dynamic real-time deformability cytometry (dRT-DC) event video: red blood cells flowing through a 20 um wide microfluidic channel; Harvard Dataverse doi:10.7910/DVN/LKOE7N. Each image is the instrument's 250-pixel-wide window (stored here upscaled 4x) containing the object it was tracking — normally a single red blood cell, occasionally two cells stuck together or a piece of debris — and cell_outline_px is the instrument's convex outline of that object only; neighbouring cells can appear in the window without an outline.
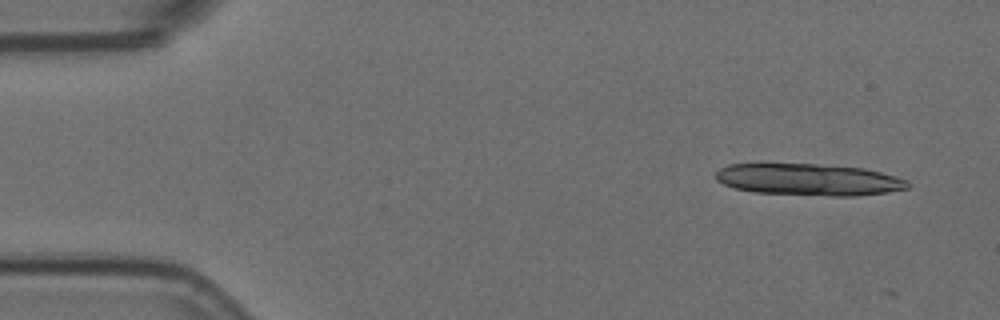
{"species": "Egyptian fruit bat (a non-hibernating species)", "species_latin": "Rousettus aegyptiacus", "temperature_condition": "room temperature", "stored_images_in_passage": 5, "camera_frame_rate_fps": 3000, "um_per_image_px": 0.085, "animal": {"sex": "female"}, "frame": {"image": 1, "passage_image": 1, "time_ms": 0.0, "image_size_px": [1000, 320], "cell_outline_px": [[908, 188], [888, 192], [860, 196], [832, 196], [752, 192], [736, 188], [724, 184], [716, 180], [716, 172], [720, 168], [728, 164], [812, 164], [864, 168], [896, 176], [908, 180]], "centroid_in_image_um": [68.76, 15.27], "position_along_channel_um": 16.2, "area_um2": 35.49}}